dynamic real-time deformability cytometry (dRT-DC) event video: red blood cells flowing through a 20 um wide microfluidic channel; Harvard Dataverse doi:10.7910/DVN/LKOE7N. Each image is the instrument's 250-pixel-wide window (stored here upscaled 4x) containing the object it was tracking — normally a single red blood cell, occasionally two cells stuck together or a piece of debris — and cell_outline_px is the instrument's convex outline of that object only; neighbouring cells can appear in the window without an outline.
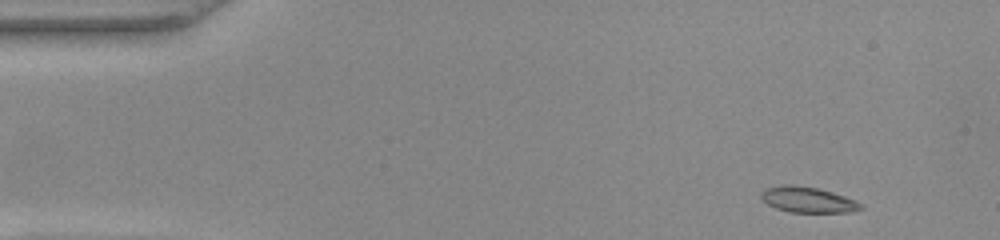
{"species": "common noctule bat (a hibernating species)", "species_latin": "Nyctalus noctula", "temperature_condition": "warm", "stored_images_in_passage": 47, "camera_frame_rate_fps": 3000, "um_per_image_px": 0.085, "animal": {"sex": "female", "body_mass_g": 22.0, "forearm_length_mm": 56.7}, "frame": {"image": 1, "passage_image": 1, "time_ms": 0.0, "image_size_px": [1000, 240], "cell_outline_px": [[864, 208], [852, 212], [788, 212], [776, 208], [768, 204], [760, 196], [760, 192], [764, 188], [784, 184], [792, 184], [816, 188], [832, 192], [856, 200], [864, 204]], "centroid_in_image_um": [68.67, 16.97], "position_along_channel_um": 16.3, "area_um2": 15.03}}
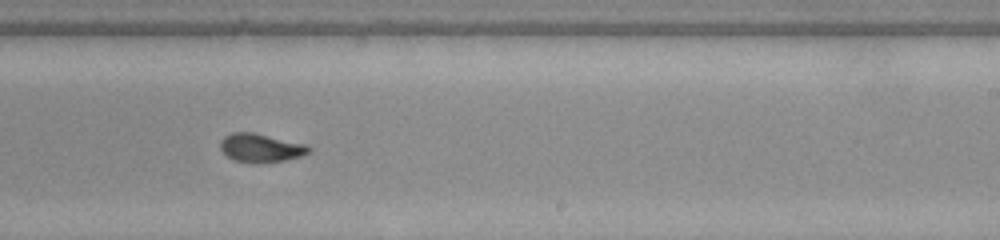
{"frame": {"image": 2, "passage_image": 27, "time_ms": 8.667, "image_size_px": [1000, 240], "cell_outline_px": [[312, 152], [304, 156], [284, 160], [252, 164], [232, 160], [220, 148], [220, 140], [224, 136], [232, 132], [252, 132], [308, 144], [312, 148]], "centroid_in_image_um": [22.21, 12.58], "position_along_channel_um": 266.8, "area_um2": 15.09}}
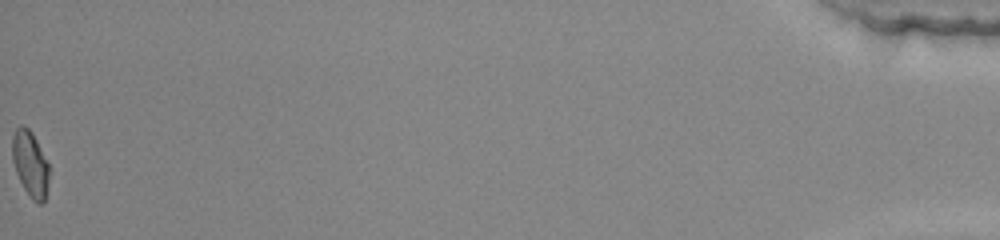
{"frame": {"image": 3, "passage_image": 47, "time_ms": 15.333, "image_size_px": [1000, 240], "cell_outline_px": [[48, 188], [44, 200], [40, 204], [36, 204], [32, 200], [24, 188], [16, 172], [12, 160], [12, 136], [16, 128], [20, 124], [24, 124], [32, 132], [48, 164]], "centroid_in_image_um": [2.55, 13.92], "position_along_channel_um": 432.6, "area_um2": 14.05}, "authors_computed_cell_mechanics": {"area_um2": 14.739, "velocity_mm_per_s": 4.0671, "shape_relaxation_time_tau1_ms": 9.1449, "shape_relaxation_time_tau2_ms": 1.9172, "deformation_change_tau1": 0.2689, "deformation_change_tau2": 0.0491}}